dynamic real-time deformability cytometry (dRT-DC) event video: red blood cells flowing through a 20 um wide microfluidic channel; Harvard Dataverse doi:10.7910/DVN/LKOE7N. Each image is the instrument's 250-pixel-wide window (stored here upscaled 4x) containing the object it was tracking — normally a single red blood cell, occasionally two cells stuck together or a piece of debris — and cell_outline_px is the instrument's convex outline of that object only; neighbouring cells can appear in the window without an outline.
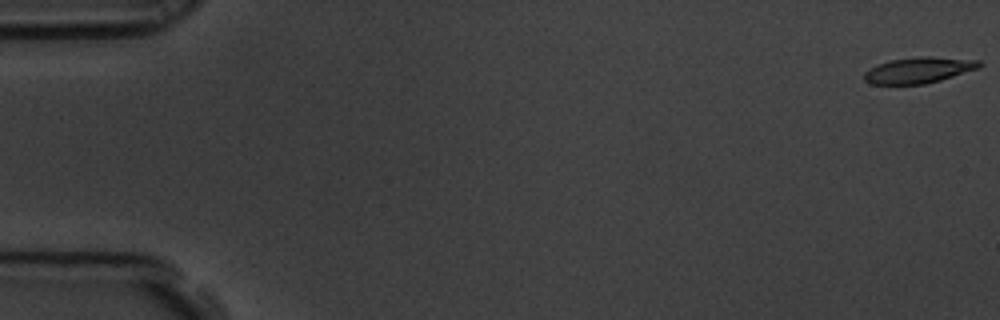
{"species": "common noctule bat (a hibernating species)", "species_latin": "Nyctalus noctula", "temperature_condition": "room temperature", "stored_images_in_passage": 60, "camera_frame_rate_fps": 3000, "um_per_image_px": 0.085, "animal": {"sex": "male", "body_mass_g": 19.5, "forearm_length_mm": 54.6}, "frame": {"image": 1, "passage_image": 1, "time_ms": 0.0, "image_size_px": [1000, 320], "cell_outline_px": [[984, 64], [980, 68], [940, 80], [924, 84], [872, 84], [864, 80], [864, 72], [876, 64], [892, 60], [916, 56], [932, 56], [980, 60]], "centroid_in_image_um": [78.12, 5.95], "position_along_channel_um": 6.9, "area_um2": 17.57}}
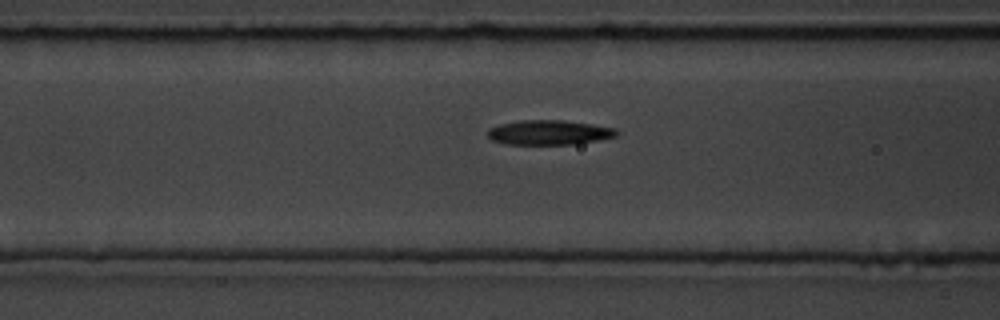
{"frame": {"image": 2, "passage_image": 24, "time_ms": 7.667, "image_size_px": [1000, 320], "cell_outline_px": [[616, 136], [596, 140], [572, 144], [504, 144], [492, 140], [488, 136], [488, 128], [500, 124], [520, 120], [564, 120], [592, 124], [616, 128]], "centroid_in_image_um": [46.62, 11.25], "position_along_channel_um": 120.0, "area_um2": 18.38}}
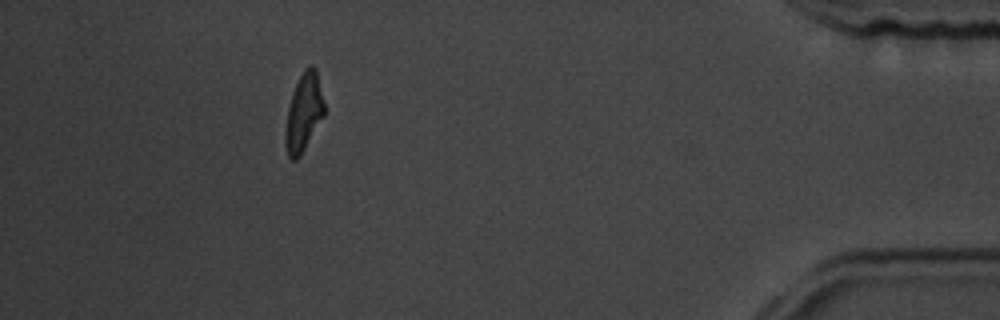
{"frame": {"image": 3, "passage_image": 54, "time_ms": 17.667, "image_size_px": [1000, 320], "cell_outline_px": [[324, 116], [300, 156], [296, 160], [292, 160], [288, 156], [284, 144], [284, 132], [288, 108], [292, 92], [304, 68], [308, 64], [312, 64], [316, 68], [324, 100]], "centroid_in_image_um": [25.81, 9.55], "position_along_channel_um": 409.4, "area_um2": 17.86}, "authors_computed_cell_mechanics": {"area_um2": 18.207, "velocity_mm_per_s": 3.4498, "shape_relaxation_time_tau1_ms": 5.3441, "shape_relaxation_time_tau2_ms": 4.772, "deformation_change_tau1": 0.1613, "deformation_change_tau2": 0.1463}}